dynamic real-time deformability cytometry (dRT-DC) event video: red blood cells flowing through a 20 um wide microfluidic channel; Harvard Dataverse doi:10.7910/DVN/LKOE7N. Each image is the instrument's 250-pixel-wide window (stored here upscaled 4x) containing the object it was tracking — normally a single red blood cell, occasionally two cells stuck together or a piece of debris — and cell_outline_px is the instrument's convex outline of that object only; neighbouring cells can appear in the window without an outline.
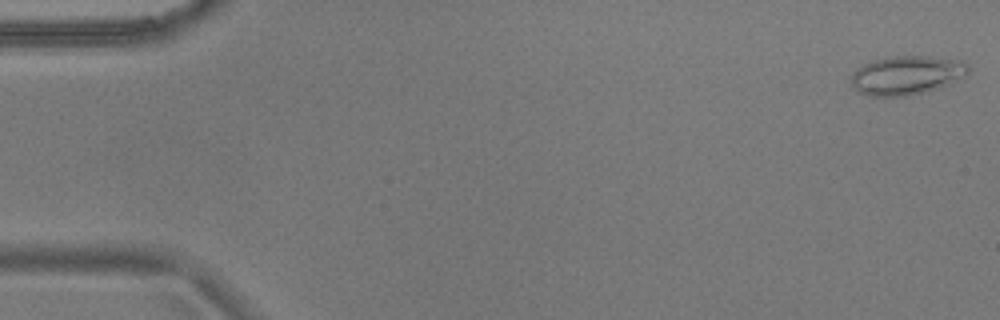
{"species": "common noctule bat (a hibernating species)", "species_latin": "Nyctalus noctula", "temperature_condition": "warm", "stored_images_in_passage": 54, "camera_frame_rate_fps": 3000, "um_per_image_px": 0.085, "animal": {"sex": "male", "body_mass_g": 17.9}, "frame": {"image": 1, "passage_image": 1, "time_ms": 0.0, "image_size_px": [1000, 320], "cell_outline_px": [[968, 72], [936, 88], [904, 96], [872, 96], [860, 92], [852, 84], [852, 72], [856, 68], [872, 60], [896, 56], [928, 56], [964, 60], [968, 64]], "centroid_in_image_um": [77.02, 6.36], "position_along_channel_um": 8.0, "area_um2": 25.89}}
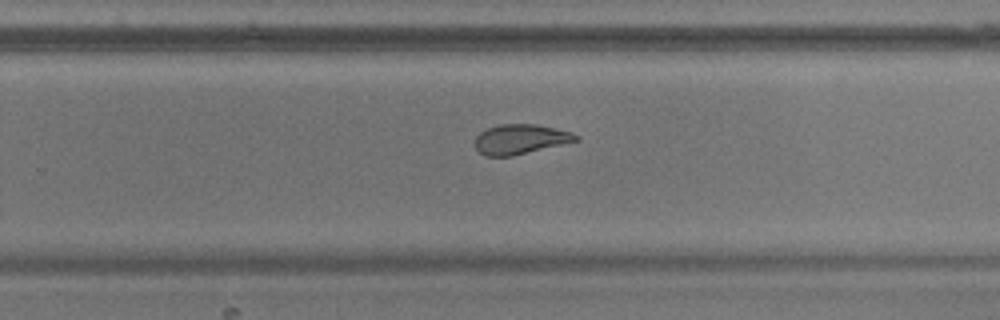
{"frame": {"image": 2, "passage_image": 35, "time_ms": 11.333, "image_size_px": [1000, 320], "cell_outline_px": [[580, 140], [512, 156], [484, 156], [476, 148], [476, 136], [480, 132], [488, 128], [500, 124], [536, 124], [572, 132], [580, 136]], "centroid_in_image_um": [44.25, 11.83], "position_along_channel_um": 285.5, "area_um2": 17.46}}
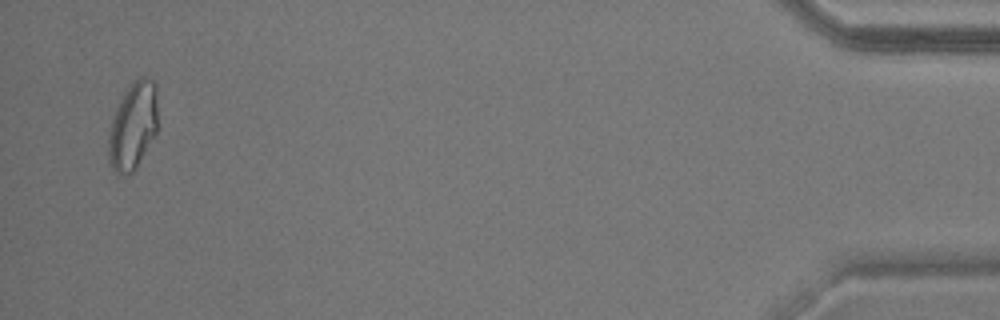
{"frame": {"image": 3, "passage_image": 53, "time_ms": 17.333, "image_size_px": [1000, 320], "cell_outline_px": [[156, 132], [132, 172], [124, 176], [120, 176], [112, 168], [108, 160], [108, 136], [112, 120], [116, 108], [124, 92], [132, 80], [140, 76], [144, 76], [152, 80], [156, 84]], "centroid_in_image_um": [11.27, 10.67], "position_along_channel_um": 423.9, "area_um2": 24.85}, "authors_computed_cell_mechanics": {"area_um2": 20.9525, "velocity_mm_per_s": 3.6781, "shape_relaxation_time_tau1_ms": null, "shape_relaxation_time_tau2_ms": 1.7486, "deformation_change_tau1": null, "deformation_change_tau2": 0.0903}}